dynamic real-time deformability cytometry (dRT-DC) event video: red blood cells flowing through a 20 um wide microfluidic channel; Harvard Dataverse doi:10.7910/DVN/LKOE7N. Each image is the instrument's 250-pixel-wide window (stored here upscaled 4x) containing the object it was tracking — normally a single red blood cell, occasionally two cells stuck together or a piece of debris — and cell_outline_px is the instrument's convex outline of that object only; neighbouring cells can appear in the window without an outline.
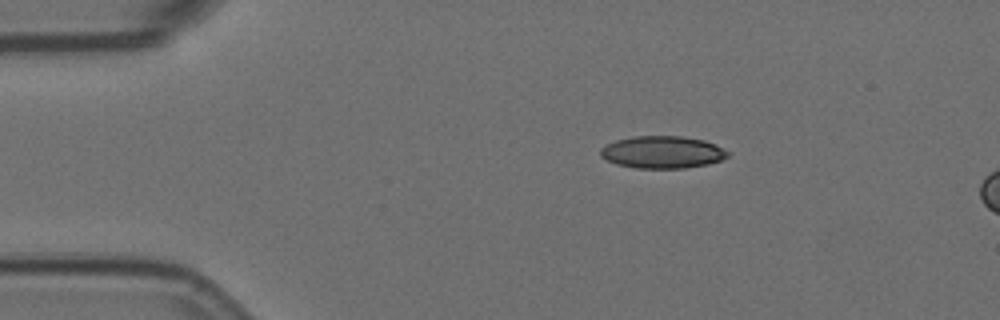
{"species": "Egyptian fruit bat (a non-hibernating species)", "species_latin": "Rousettus aegyptiacus", "temperature_condition": "room temperature", "stored_images_in_passage": 2, "camera_frame_rate_fps": 3000, "um_per_image_px": 0.085, "animal": {"sex": "female"}, "frame": {"image": 1, "passage_image": 2, "time_ms": 0.333, "image_size_px": [1000, 320], "cell_outline_px": [[728, 156], [720, 160], [708, 164], [684, 168], [636, 168], [616, 164], [600, 156], [600, 148], [616, 140], [632, 136], [684, 136], [704, 140], [716, 144], [728, 152]], "centroid_in_image_um": [56.3, 12.93], "position_along_channel_um": 28.7, "area_um2": 23.93}}